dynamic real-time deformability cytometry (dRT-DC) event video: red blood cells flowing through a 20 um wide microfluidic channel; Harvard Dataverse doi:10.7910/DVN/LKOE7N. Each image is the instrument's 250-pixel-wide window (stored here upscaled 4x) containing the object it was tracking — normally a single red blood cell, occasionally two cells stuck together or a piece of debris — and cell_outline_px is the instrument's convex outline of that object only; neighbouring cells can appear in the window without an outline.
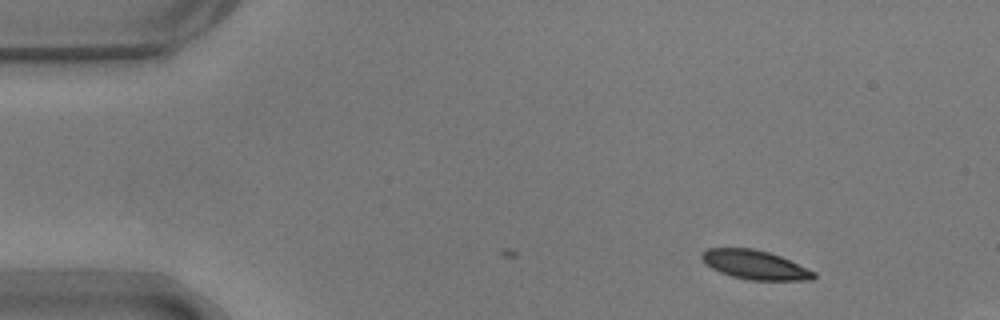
{"species": "common noctule bat (a hibernating species)", "species_latin": "Nyctalus noctula", "temperature_condition": "warm", "stored_images_in_passage": 5, "camera_frame_rate_fps": 3000, "um_per_image_px": 0.085, "animal": {"sex": "male", "body_mass_g": 17.9}, "frame": {"image": 1, "passage_image": 5, "time_ms": 1.333, "image_size_px": [1000, 320], "cell_outline_px": [[816, 276], [812, 280], [752, 280], [732, 276], [720, 272], [712, 268], [700, 256], [700, 252], [708, 248], [752, 248], [768, 252], [780, 256], [816, 272]], "centroid_in_image_um": [64.17, 22.5], "position_along_channel_um": 20.8, "area_um2": 18.79}}